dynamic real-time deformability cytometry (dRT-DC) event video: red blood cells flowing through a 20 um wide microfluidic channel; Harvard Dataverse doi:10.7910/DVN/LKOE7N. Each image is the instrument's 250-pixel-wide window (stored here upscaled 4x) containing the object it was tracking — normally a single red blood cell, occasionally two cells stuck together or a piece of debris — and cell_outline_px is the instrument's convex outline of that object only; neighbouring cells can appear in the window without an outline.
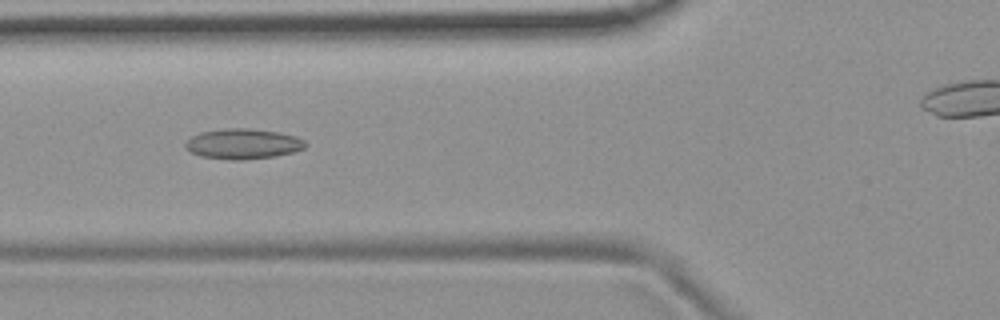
{"species": "common noctule bat (a hibernating species)", "species_latin": "Nyctalus noctula", "temperature_condition": "room temperature", "stored_images_in_passage": 48, "camera_frame_rate_fps": 3000, "um_per_image_px": 0.085, "animal": {"sex": "female", "body_mass_g": 19.9}, "frame": {"image": 1, "passage_image": 20, "time_ms": 6.333, "image_size_px": [1000, 320], "cell_outline_px": [[308, 144], [304, 148], [292, 152], [276, 156], [244, 160], [228, 160], [200, 156], [184, 148], [184, 144], [192, 136], [200, 132], [224, 128], [248, 128], [280, 132], [296, 136], [304, 140]], "centroid_in_image_um": [20.65, 12.23], "position_along_channel_um": 105.1, "area_um2": 21.39}}
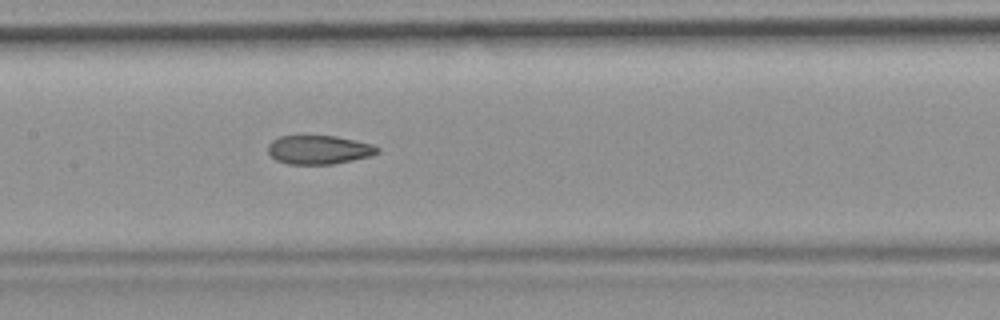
{"frame": {"image": 2, "passage_image": 26, "time_ms": 8.333, "image_size_px": [1000, 320], "cell_outline_px": [[380, 152], [372, 156], [332, 164], [288, 164], [276, 160], [268, 152], [268, 144], [272, 140], [280, 136], [336, 136], [372, 144], [380, 148]], "centroid_in_image_um": [27.12, 12.73], "position_along_channel_um": 180.3, "area_um2": 18.38}}
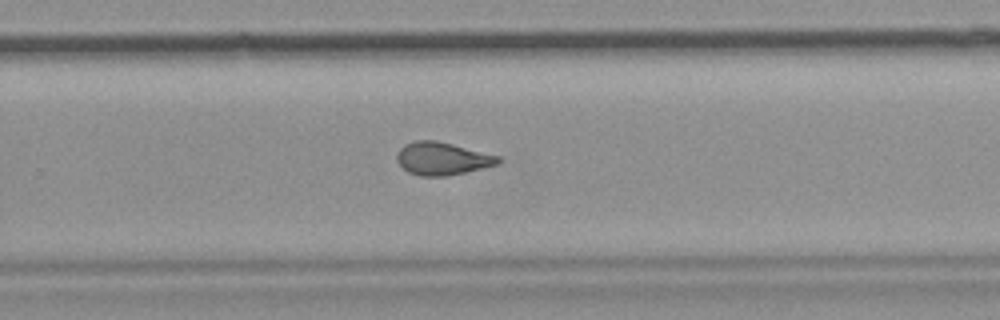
{"frame": {"image": 3, "passage_image": 35, "time_ms": 11.333, "image_size_px": [1000, 320], "cell_outline_px": [[500, 160], [496, 164], [448, 176], [420, 176], [408, 172], [396, 160], [396, 152], [404, 144], [416, 140], [436, 140], [500, 156]], "centroid_in_image_um": [37.53, 13.47], "position_along_channel_um": 292.3, "area_um2": 19.19}, "authors_computed_cell_mechanics": {"area_um2": 19.652, "velocity_mm_per_s": 3.7485, "shape_relaxation_time_tau1_ms": null, "shape_relaxation_time_tau2_ms": 2.327, "deformation_change_tau1": null, "deformation_change_tau2": 0.0943}}